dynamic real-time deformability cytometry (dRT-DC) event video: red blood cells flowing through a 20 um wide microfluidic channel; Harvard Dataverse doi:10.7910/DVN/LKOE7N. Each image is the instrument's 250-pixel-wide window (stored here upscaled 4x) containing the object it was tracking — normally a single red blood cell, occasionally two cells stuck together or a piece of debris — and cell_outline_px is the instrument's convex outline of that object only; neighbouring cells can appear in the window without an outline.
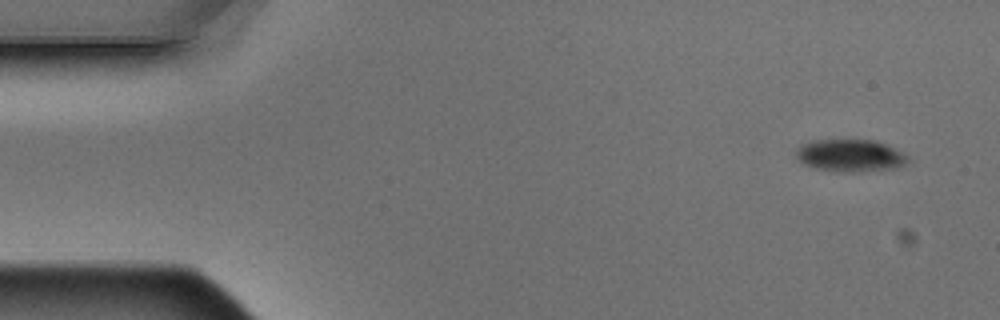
{"species": "Egyptian fruit bat (a non-hibernating species)", "species_latin": "Rousettus aegyptiacus", "temperature_condition": "warm", "stored_images_in_passage": 8, "camera_frame_rate_fps": 3000, "um_per_image_px": 0.085, "animal": {"sex": "male"}, "frame": {"image": 1, "passage_image": 1, "time_ms": 0.0, "image_size_px": [1000, 320], "cell_outline_px": [[912, 160], [900, 168], [816, 168], [804, 164], [796, 156], [796, 148], [800, 144], [812, 140], [876, 140], [888, 144], [904, 152]], "centroid_in_image_um": [72.33, 13.13], "position_along_channel_um": 12.7, "area_um2": 20.11}}
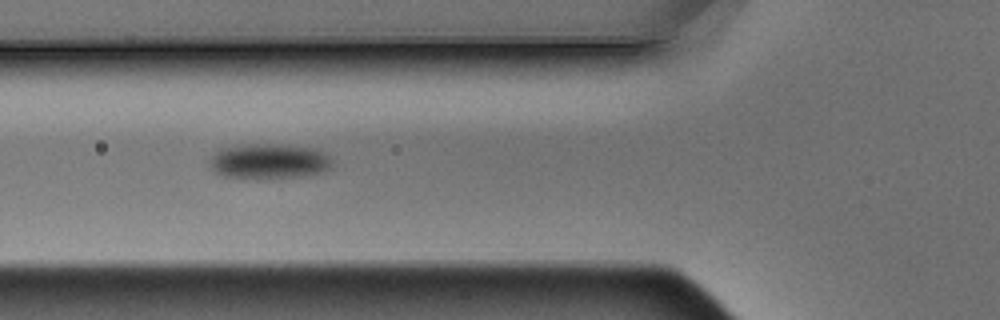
{"frame": {"image": 2, "passage_image": 6, "time_ms": 1.667, "image_size_px": [1000, 320], "cell_outline_px": [[332, 168], [324, 172], [300, 176], [260, 180], [256, 180], [224, 176], [216, 172], [212, 168], [212, 156], [220, 148], [252, 144], [288, 144], [320, 148], [332, 156]], "centroid_in_image_um": [22.98, 13.71], "position_along_channel_um": 102.8, "area_um2": 25.84}}
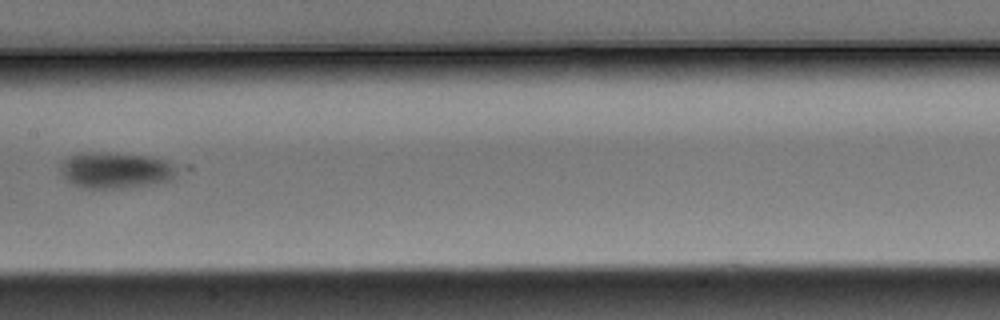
{"frame": {"image": 3, "passage_image": 8, "time_ms": 2.333, "image_size_px": [1000, 320], "cell_outline_px": [[176, 172], [168, 180], [148, 184], [120, 188], [80, 188], [72, 184], [60, 172], [60, 164], [68, 156], [76, 152], [116, 152], [152, 156], [164, 160], [172, 164], [176, 168]], "centroid_in_image_um": [9.74, 14.44], "position_along_channel_um": 197.7, "area_um2": 24.62}}